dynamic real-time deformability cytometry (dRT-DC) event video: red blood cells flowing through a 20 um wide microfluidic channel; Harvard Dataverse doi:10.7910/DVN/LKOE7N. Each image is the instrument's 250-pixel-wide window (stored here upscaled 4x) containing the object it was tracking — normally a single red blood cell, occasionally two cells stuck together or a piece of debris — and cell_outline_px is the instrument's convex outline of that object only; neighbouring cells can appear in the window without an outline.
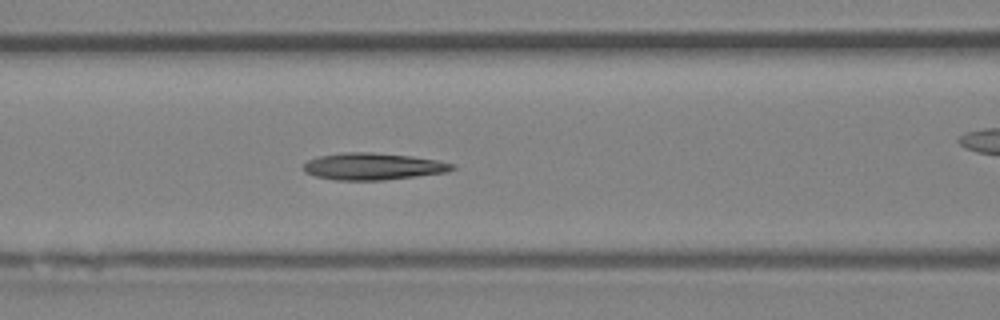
{"species": "Egyptian fruit bat (a non-hibernating species)", "species_latin": "Rousettus aegyptiacus", "temperature_condition": "room temperature", "stored_images_in_passage": 36, "camera_frame_rate_fps": 3000, "um_per_image_px": 0.085, "animal": {"sex": "female"}, "frame": {"image": 1, "passage_image": 11, "time_ms": 3.333, "image_size_px": [1000, 320], "cell_outline_px": [[456, 168], [448, 172], [384, 180], [336, 180], [316, 176], [304, 172], [304, 164], [308, 160], [320, 156], [344, 152], [372, 152], [412, 156], [436, 160], [456, 164]], "centroid_in_image_um": [31.73, 14.14], "position_along_channel_um": 134.9, "area_um2": 23.29}, "authors_computed_cell_mechanics": {"area_um2": 22.831, "velocity_mm_per_s": 4.2079, "shape_relaxation_time_tau1_ms": null, "shape_relaxation_time_tau2_ms": 5.2298, "deformation_change_tau1": null, "deformation_change_tau2": 0.1634}}